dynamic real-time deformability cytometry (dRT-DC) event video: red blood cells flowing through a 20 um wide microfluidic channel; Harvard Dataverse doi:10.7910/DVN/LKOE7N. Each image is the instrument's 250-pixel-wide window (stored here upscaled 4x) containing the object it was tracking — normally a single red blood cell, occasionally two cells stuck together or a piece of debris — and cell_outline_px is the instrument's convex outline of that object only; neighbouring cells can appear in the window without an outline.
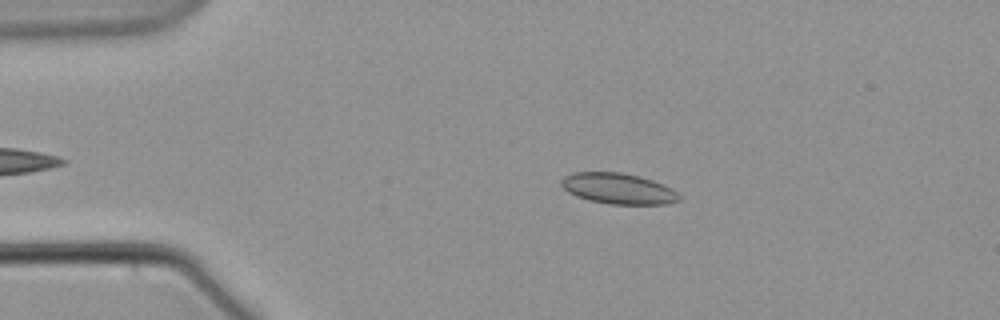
{"species": "common noctule bat (a hibernating species)", "species_latin": "Nyctalus noctula", "temperature_condition": "warm", "stored_images_in_passage": 42, "camera_frame_rate_fps": 3000, "um_per_image_px": 0.085, "animal": {"sex": "male", "body_mass_g": 21.5, "forearm_length_mm": 52.0}, "frame": {"image": 1, "passage_image": 3, "time_ms": 0.667, "image_size_px": [1000, 320], "cell_outline_px": [[680, 200], [668, 204], [608, 204], [588, 200], [576, 196], [568, 192], [560, 184], [560, 180], [564, 176], [572, 172], [620, 172], [640, 176], [664, 184], [672, 188], [680, 196]], "centroid_in_image_um": [52.54, 16.03], "position_along_channel_um": 32.5, "area_um2": 21.33}}
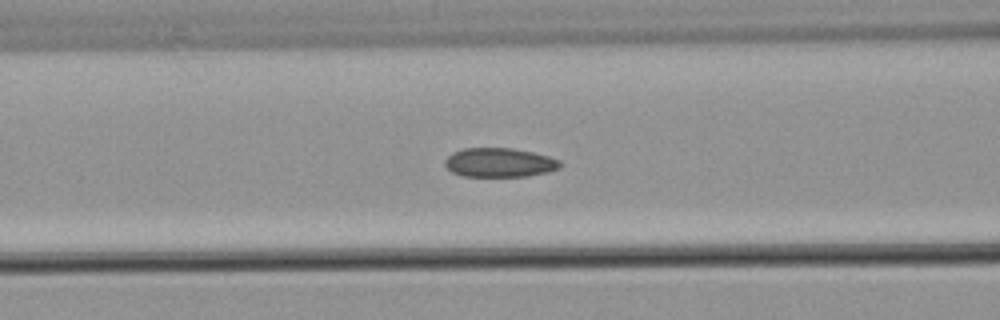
{"frame": {"image": 2, "passage_image": 15, "time_ms": 4.667, "image_size_px": [1000, 320], "cell_outline_px": [[560, 168], [548, 172], [528, 176], [464, 176], [452, 172], [444, 164], [444, 160], [452, 152], [464, 148], [512, 148], [532, 152], [548, 156], [560, 160]], "centroid_in_image_um": [42.45, 13.81], "position_along_channel_um": 124.2, "area_um2": 19.54}}
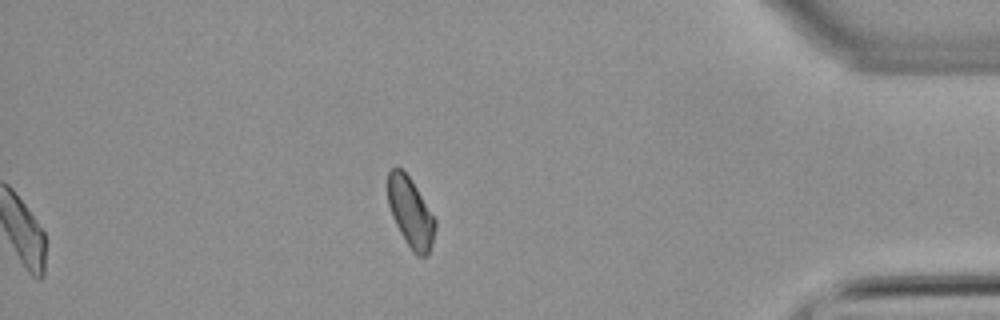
{"frame": {"image": 3, "passage_image": 42, "time_ms": 13.667, "image_size_px": [1000, 320], "cell_outline_px": [[436, 228], [432, 244], [428, 256], [416, 256], [412, 252], [400, 232], [392, 216], [388, 204], [388, 172], [392, 168], [400, 168], [412, 180], [436, 220]], "centroid_in_image_um": [34.91, 18.09], "position_along_channel_um": 400.3, "area_um2": 19.19}}